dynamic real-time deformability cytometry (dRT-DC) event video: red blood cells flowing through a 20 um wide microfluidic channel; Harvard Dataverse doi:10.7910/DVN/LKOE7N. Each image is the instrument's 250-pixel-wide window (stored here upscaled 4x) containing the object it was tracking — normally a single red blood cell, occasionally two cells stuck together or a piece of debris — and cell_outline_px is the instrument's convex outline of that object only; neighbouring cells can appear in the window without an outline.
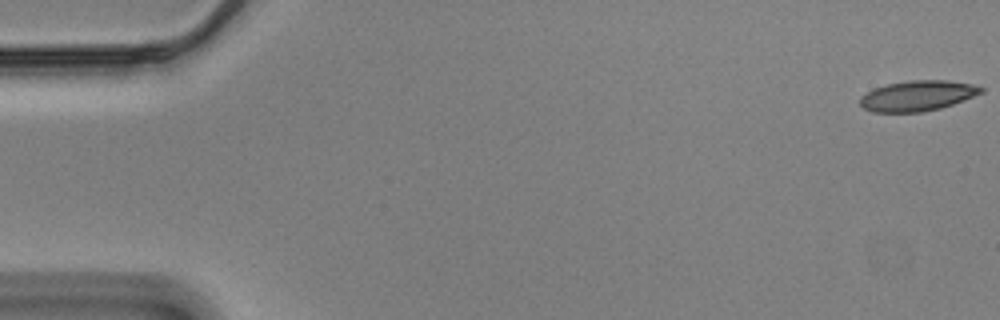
{"species": "Egyptian fruit bat (a non-hibernating species)", "species_latin": "Rousettus aegyptiacus", "temperature_condition": "cold", "stored_images_in_passage": 58, "camera_frame_rate_fps": 3000, "um_per_image_px": 0.085, "animal": {"sex": "male"}, "frame": {"image": 1, "passage_image": 1, "time_ms": 0.0, "image_size_px": [1000, 320], "cell_outline_px": [[984, 92], [964, 100], [940, 108], [920, 112], [872, 112], [864, 108], [860, 104], [860, 96], [876, 88], [888, 84], [908, 80], [948, 80], [972, 84], [984, 88]], "centroid_in_image_um": [78.0, 8.14], "position_along_channel_um": 7.0, "area_um2": 21.33}}
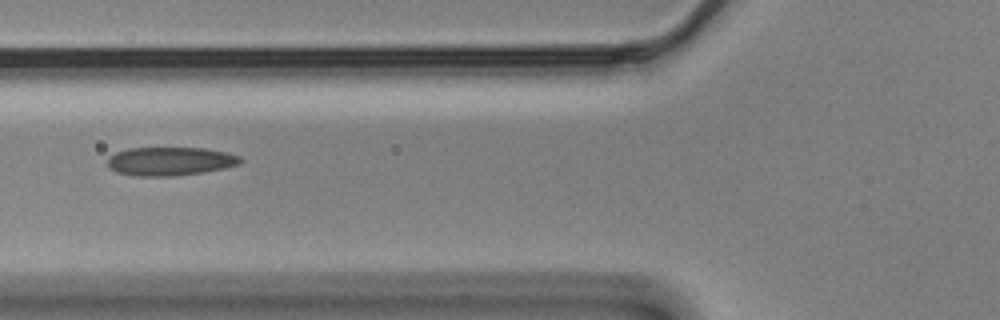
{"frame": {"image": 2, "passage_image": 22, "time_ms": 7.0, "image_size_px": [1000, 320], "cell_outline_px": [[244, 160], [240, 164], [224, 168], [176, 176], [132, 176], [116, 172], [108, 168], [108, 156], [116, 152], [128, 148], [204, 148], [228, 152], [240, 156]], "centroid_in_image_um": [14.45, 13.71], "position_along_channel_um": 111.4, "area_um2": 22.31}}
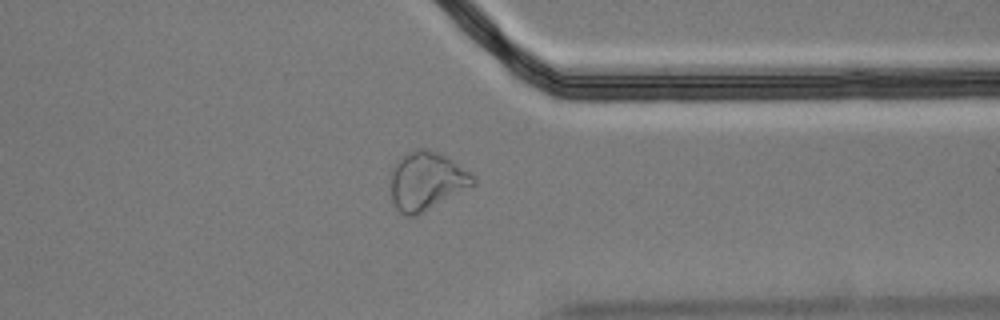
{"frame": {"image": 3, "passage_image": 45, "time_ms": 14.667, "image_size_px": [1000, 320], "cell_outline_px": [[476, 184], [416, 216], [404, 216], [396, 208], [392, 200], [388, 172], [396, 160], [400, 156], [416, 148], [428, 148], [452, 160], [476, 176]], "centroid_in_image_um": [36.2, 15.37], "position_along_channel_um": 375.2, "area_um2": 28.55}, "authors_computed_cell_mechanics": {"area_um2": 22.3108, "velocity_mm_per_s": 3.4815, "shape_relaxation_time_tau1_ms": null, "shape_relaxation_time_tau2_ms": 2.6221, "deformation_change_tau1": null, "deformation_change_tau2": 0.0945}}